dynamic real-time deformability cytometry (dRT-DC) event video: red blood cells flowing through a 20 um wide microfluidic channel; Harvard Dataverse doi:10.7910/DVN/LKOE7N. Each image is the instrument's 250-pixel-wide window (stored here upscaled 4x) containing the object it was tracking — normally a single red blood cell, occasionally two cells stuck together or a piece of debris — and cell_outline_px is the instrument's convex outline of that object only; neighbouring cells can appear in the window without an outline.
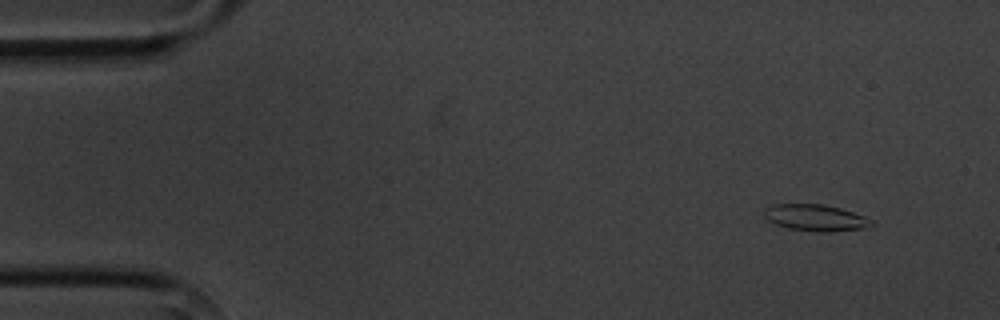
{"species": "common noctule bat (a hibernating species)", "species_latin": "Nyctalus noctula", "temperature_condition": "cold", "stored_images_in_passage": 7, "camera_frame_rate_fps": 3000, "um_per_image_px": 0.085, "animal": {"sex": "male", "body_mass_g": 20.1, "forearm_length_mm": 53.5}, "frame": {"image": 1, "passage_image": 1, "time_ms": 0.0, "image_size_px": [1000, 320], "cell_outline_px": [[876, 224], [864, 228], [832, 232], [816, 232], [788, 228], [776, 224], [768, 220], [764, 216], [764, 208], [772, 204], [824, 204], [840, 208], [864, 216], [872, 220]], "centroid_in_image_um": [69.32, 18.51], "position_along_channel_um": 15.7, "area_um2": 16.7}}
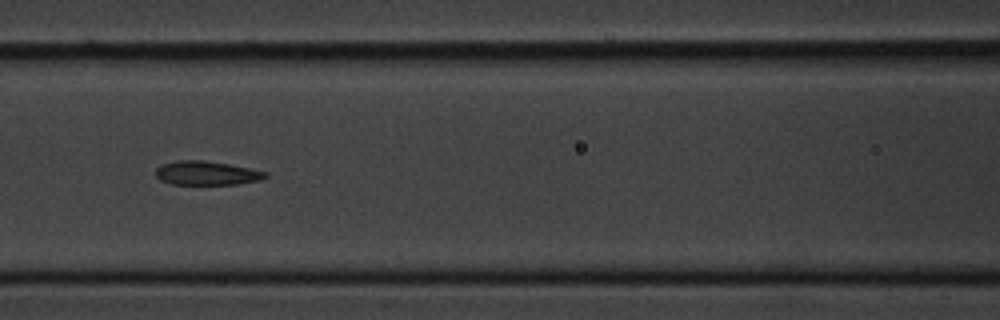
{"frame": {"image": 2, "passage_image": 6, "time_ms": 6.333, "image_size_px": [1000, 320], "cell_outline_px": [[268, 176], [260, 180], [236, 184], [172, 184], [160, 180], [156, 176], [156, 168], [160, 164], [176, 160], [204, 160], [228, 164], [268, 172]], "centroid_in_image_um": [17.53, 14.7], "position_along_channel_um": 149.1, "area_um2": 15.32}}
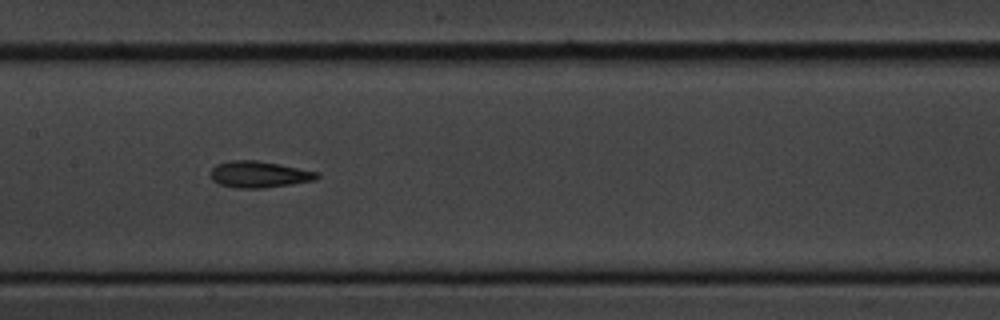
{"frame": {"image": 3, "passage_image": 7, "time_ms": 7.333, "image_size_px": [1000, 320], "cell_outline_px": [[320, 176], [316, 180], [292, 184], [264, 188], [236, 188], [220, 184], [212, 180], [212, 168], [216, 164], [228, 160], [256, 160], [280, 164], [320, 172]], "centroid_in_image_um": [22.06, 14.82], "position_along_channel_um": 185.3, "area_um2": 16.53}}